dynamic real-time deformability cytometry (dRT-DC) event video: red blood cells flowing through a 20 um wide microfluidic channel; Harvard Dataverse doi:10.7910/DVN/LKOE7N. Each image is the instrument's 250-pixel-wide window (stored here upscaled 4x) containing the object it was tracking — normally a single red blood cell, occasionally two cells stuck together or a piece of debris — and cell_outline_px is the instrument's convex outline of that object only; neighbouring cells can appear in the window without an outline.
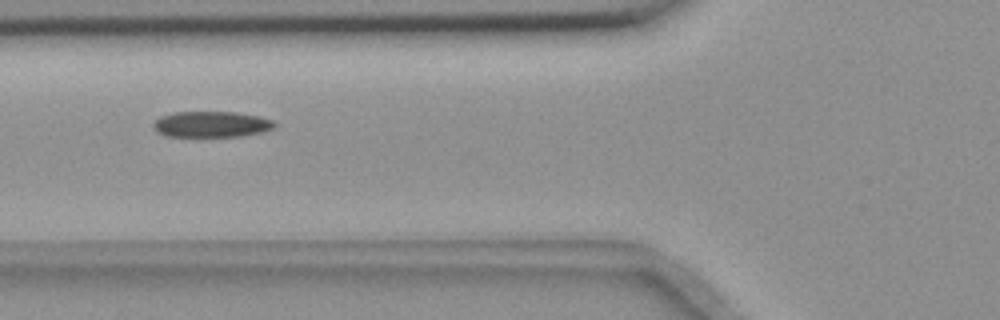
{"species": "common noctule bat (a hibernating species)", "species_latin": "Nyctalus noctula", "temperature_condition": "room temperature", "stored_images_in_passage": 4, "camera_frame_rate_fps": 3000, "um_per_image_px": 0.085, "animal": {"sex": "female", "body_mass_g": 18.4}, "frame": {"image": 1, "passage_image": 3, "time_ms": 0.667, "image_size_px": [1000, 320], "cell_outline_px": [[276, 128], [264, 132], [240, 136], [168, 136], [156, 132], [152, 124], [160, 116], [172, 112], [236, 112], [260, 116], [272, 120], [276, 124]], "centroid_in_image_um": [17.99, 10.56], "position_along_channel_um": 107.8, "area_um2": 18.44}}